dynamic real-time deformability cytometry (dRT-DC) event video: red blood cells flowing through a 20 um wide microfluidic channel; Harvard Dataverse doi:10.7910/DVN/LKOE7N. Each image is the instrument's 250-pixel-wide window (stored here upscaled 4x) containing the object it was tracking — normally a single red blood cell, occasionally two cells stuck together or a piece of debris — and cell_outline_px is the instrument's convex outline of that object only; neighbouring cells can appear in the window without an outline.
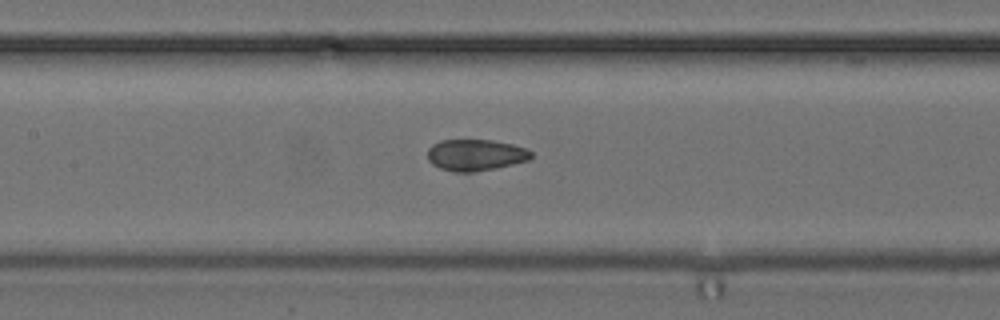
{"species": "common noctule bat (a hibernating species)", "species_latin": "Nyctalus noctula", "temperature_condition": "cold", "stored_images_in_passage": 41, "camera_frame_rate_fps": 3000, "um_per_image_px": 0.085, "animal": {"sex": "female", "body_mass_g": 24.6, "forearm_length_mm": 56.2}, "frame": {"image": 1, "passage_image": 29, "time_ms": 9.333, "image_size_px": [1000, 320], "cell_outline_px": [[532, 156], [528, 160], [496, 168], [472, 172], [452, 172], [440, 168], [432, 164], [428, 160], [428, 148], [432, 144], [440, 140], [492, 140], [512, 144], [528, 148], [532, 152]], "centroid_in_image_um": [40.41, 13.17], "position_along_channel_um": 167.0, "area_um2": 19.07}}